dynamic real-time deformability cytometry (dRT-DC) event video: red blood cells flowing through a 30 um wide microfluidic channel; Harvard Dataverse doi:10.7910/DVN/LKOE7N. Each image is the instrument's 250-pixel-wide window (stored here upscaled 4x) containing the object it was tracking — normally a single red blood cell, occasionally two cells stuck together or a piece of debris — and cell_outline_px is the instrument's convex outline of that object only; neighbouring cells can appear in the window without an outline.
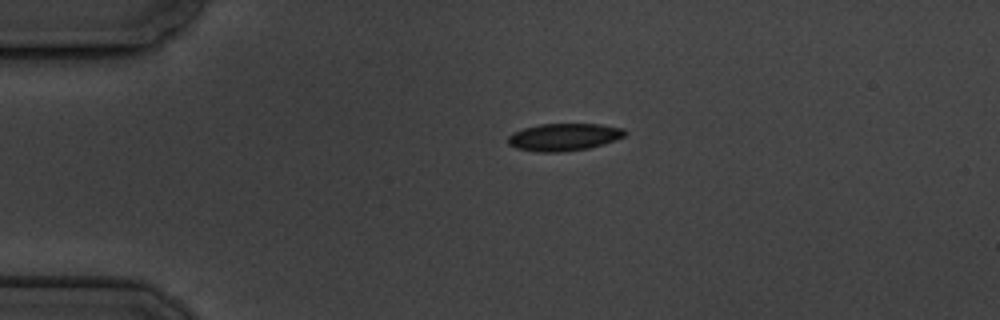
{"species": "common noctule bat (a hibernating species)", "species_latin": "Nyctalus noctula", "temperature_condition": "cold", "stored_images_in_passage": 2, "camera_frame_rate_fps": 3000, "um_per_image_px": 0.085, "animal": {"sex": "male", "body_mass_g": 19.5, "forearm_length_mm": 54.6}, "frame": {"image": 1, "passage_image": 1, "time_ms": 0.0, "image_size_px": [1000, 320], "cell_outline_px": [[628, 132], [624, 136], [616, 140], [604, 144], [588, 148], [560, 152], [540, 152], [516, 148], [508, 144], [508, 136], [512, 132], [524, 128], [540, 124], [600, 124], [624, 128]], "centroid_in_image_um": [47.95, 11.64], "position_along_channel_um": 37.1, "area_um2": 18.73}}